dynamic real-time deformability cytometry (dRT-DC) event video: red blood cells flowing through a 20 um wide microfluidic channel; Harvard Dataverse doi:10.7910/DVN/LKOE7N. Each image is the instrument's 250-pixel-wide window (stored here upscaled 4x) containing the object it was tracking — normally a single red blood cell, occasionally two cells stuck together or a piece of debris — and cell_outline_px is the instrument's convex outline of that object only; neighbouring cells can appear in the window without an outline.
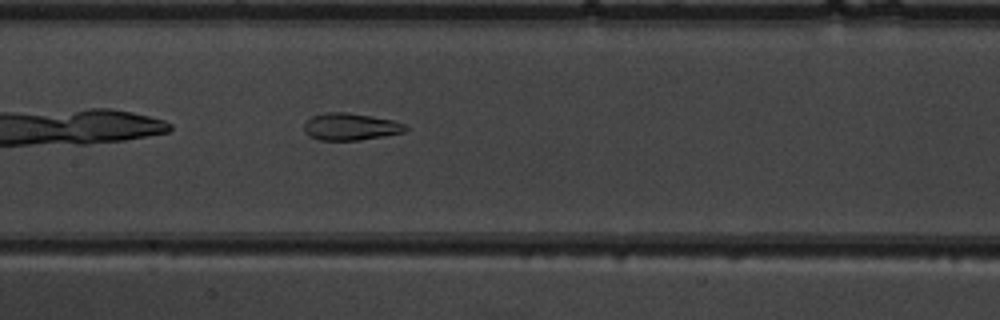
{"species": "common noctule bat (a hibernating species)", "species_latin": "Nyctalus noctula", "temperature_condition": "warm", "stored_images_in_passage": 28, "camera_frame_rate_fps": 3000, "um_per_image_px": 0.085, "animal": {"sex": "male", "body_mass_g": 19.5, "forearm_length_mm": 54.6}, "frame": {"image": 1, "passage_image": 9, "time_ms": 2.667, "image_size_px": [1000, 320], "cell_outline_px": [[408, 128], [404, 132], [384, 136], [360, 140], [320, 140], [308, 136], [304, 132], [304, 124], [312, 116], [324, 112], [344, 112], [372, 116], [392, 120], [408, 124]], "centroid_in_image_um": [29.8, 10.77], "position_along_channel_um": 177.6, "area_um2": 16.13}}
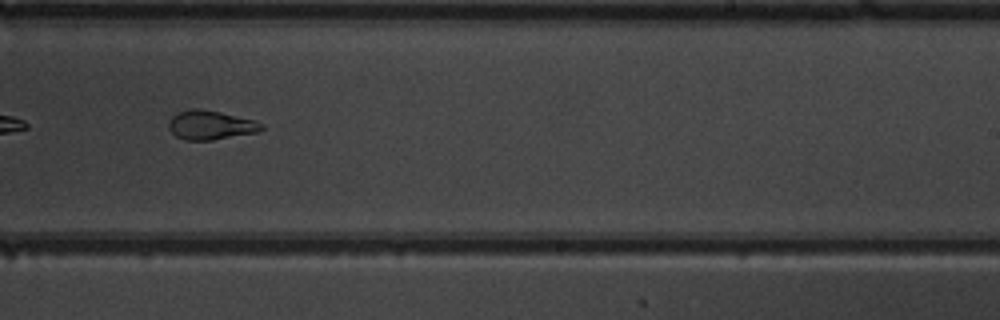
{"frame": {"image": 2, "passage_image": 16, "time_ms": 5.0, "image_size_px": [1000, 320], "cell_outline_px": [[264, 128], [256, 132], [212, 140], [184, 140], [176, 136], [168, 128], [168, 120], [176, 112], [192, 108], [200, 108], [220, 112], [256, 120], [264, 124]], "centroid_in_image_um": [17.87, 10.62], "position_along_channel_um": 271.1, "area_um2": 15.9}}
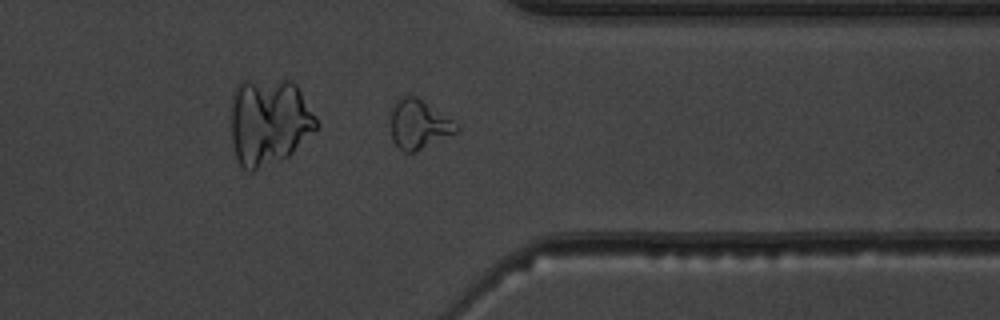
{"frame": {"image": 3, "passage_image": 24, "time_ms": 7.667, "image_size_px": [1000, 320], "cell_outline_px": [[460, 128], [456, 132], [412, 152], [404, 152], [392, 140], [392, 108], [400, 96], [416, 96]], "centroid_in_image_um": [35.53, 10.57], "position_along_channel_um": 375.9, "area_um2": 17.74}}